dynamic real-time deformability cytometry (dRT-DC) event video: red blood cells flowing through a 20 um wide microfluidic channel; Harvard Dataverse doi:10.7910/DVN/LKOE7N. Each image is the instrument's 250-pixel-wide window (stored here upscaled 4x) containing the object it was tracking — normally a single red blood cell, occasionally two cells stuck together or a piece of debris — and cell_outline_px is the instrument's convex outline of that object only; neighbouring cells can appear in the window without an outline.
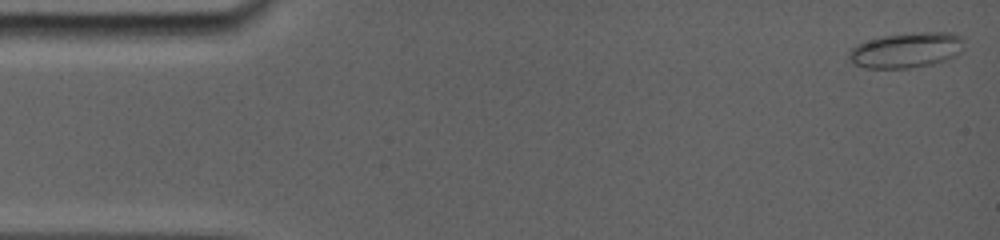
{"species": "common noctule bat (a hibernating species)", "species_latin": "Nyctalus noctula", "temperature_condition": "room temperature", "stored_images_in_passage": 52, "camera_frame_rate_fps": 5000, "um_per_image_px": 0.085, "animal": {"sex": "female", "body_mass_g": 19.0, "forearm_length_mm": 56.7}, "frame": {"image": 1, "passage_image": 1, "time_ms": 0.0, "image_size_px": [1000, 240], "cell_outline_px": [[964, 48], [956, 56], [932, 64], [908, 68], [864, 68], [852, 64], [848, 56], [848, 52], [856, 44], [884, 36], [920, 32], [952, 32], [964, 36]], "centroid_in_image_um": [77.07, 4.26], "position_along_channel_um": 7.9, "area_um2": 23.87}}
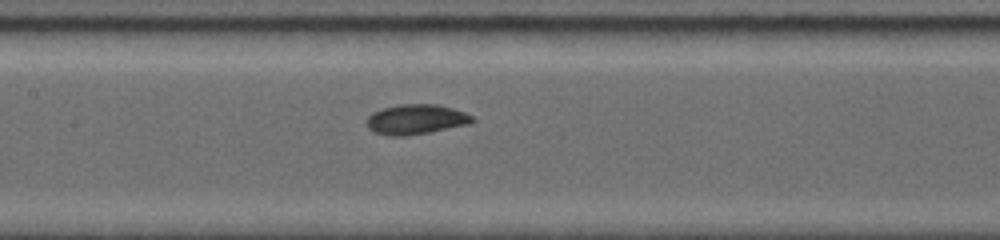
{"frame": {"image": 2, "passage_image": 24, "time_ms": 7.4, "image_size_px": [1000, 240], "cell_outline_px": [[476, 120], [464, 124], [428, 132], [396, 136], [392, 136], [376, 132], [368, 128], [368, 116], [372, 112], [380, 108], [400, 104], [436, 104], [452, 108], [464, 112], [472, 116]], "centroid_in_image_um": [35.32, 10.12], "position_along_channel_um": 172.1, "area_um2": 17.98}}
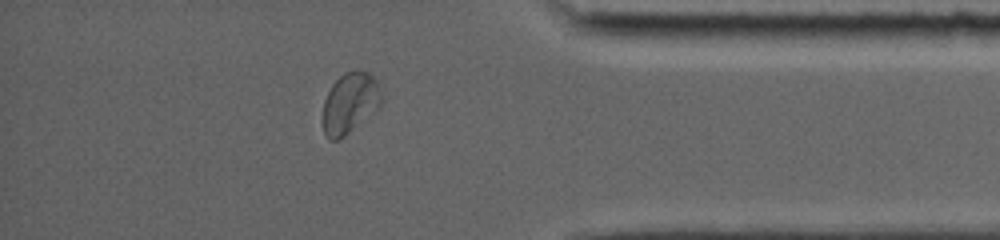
{"frame": {"image": 3, "passage_image": 45, "time_ms": 13.8, "image_size_px": [1000, 240], "cell_outline_px": [[384, 100], [380, 108], [340, 140], [328, 140], [324, 136], [324, 100], [332, 84], [344, 72], [368, 72], [380, 80]], "centroid_in_image_um": [29.82, 8.77], "position_along_channel_um": 405.4, "area_um2": 21.21}, "authors_computed_cell_mechanics": {"area_um2": 18.4382, "velocity_mm_per_s": 3.8208, "shape_relaxation_time_tau1_ms": 4.7266, "shape_relaxation_time_tau2_ms": 1.4388, "deformation_change_tau1": 0.1047, "deformation_change_tau2": 0.0418}}